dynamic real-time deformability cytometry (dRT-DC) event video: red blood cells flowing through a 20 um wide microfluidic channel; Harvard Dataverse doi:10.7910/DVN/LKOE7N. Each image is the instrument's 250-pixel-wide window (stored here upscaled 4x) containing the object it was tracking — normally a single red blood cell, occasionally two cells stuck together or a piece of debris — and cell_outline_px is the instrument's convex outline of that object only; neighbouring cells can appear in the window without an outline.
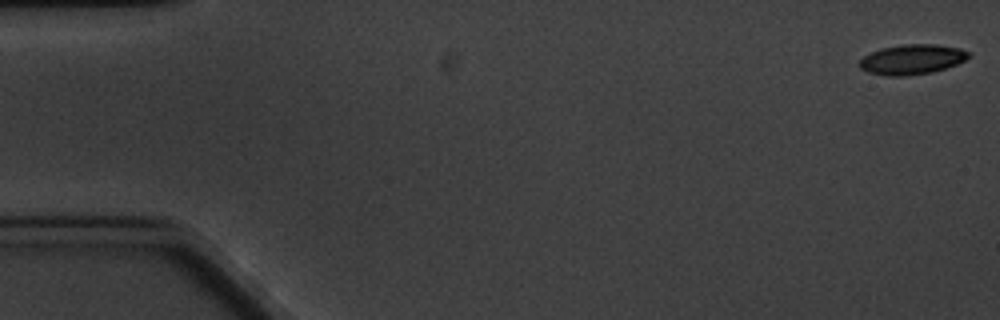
{"species": "common noctule bat (a hibernating species)", "species_latin": "Nyctalus noctula", "temperature_condition": "cold", "stored_images_in_passage": 6, "camera_frame_rate_fps": 3000, "um_per_image_px": 0.085, "animal": {"sex": "male", "body_mass_g": 20.1, "forearm_length_mm": 53.5}, "frame": {"image": 1, "passage_image": 1, "time_ms": 0.0, "image_size_px": [1000, 320], "cell_outline_px": [[968, 56], [964, 60], [956, 64], [932, 72], [904, 76], [888, 76], [868, 72], [860, 68], [856, 64], [864, 56], [880, 48], [904, 44], [936, 44], [960, 48], [968, 52]], "centroid_in_image_um": [77.46, 5.05], "position_along_channel_um": 7.5, "area_um2": 18.96}}
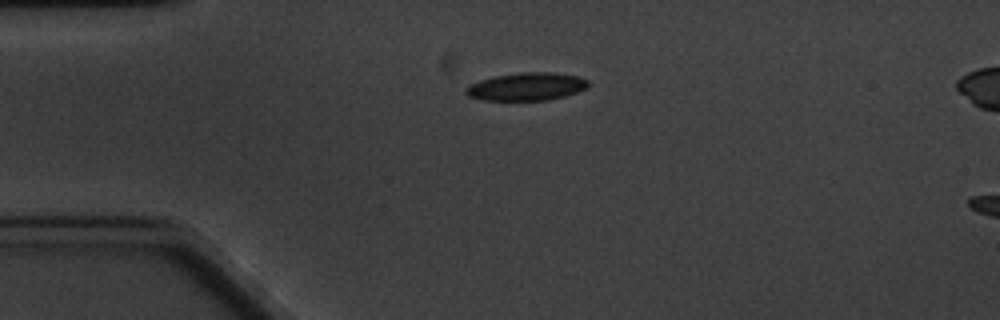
{"frame": {"image": 2, "passage_image": 4, "time_ms": 4.333, "image_size_px": [1000, 320], "cell_outline_px": [[588, 84], [584, 88], [576, 92], [564, 96], [548, 100], [484, 100], [468, 96], [464, 92], [464, 88], [468, 84], [492, 76], [520, 72], [552, 72], [576, 76], [588, 80]], "centroid_in_image_um": [44.68, 7.35], "position_along_channel_um": 40.3, "area_um2": 19.88}}